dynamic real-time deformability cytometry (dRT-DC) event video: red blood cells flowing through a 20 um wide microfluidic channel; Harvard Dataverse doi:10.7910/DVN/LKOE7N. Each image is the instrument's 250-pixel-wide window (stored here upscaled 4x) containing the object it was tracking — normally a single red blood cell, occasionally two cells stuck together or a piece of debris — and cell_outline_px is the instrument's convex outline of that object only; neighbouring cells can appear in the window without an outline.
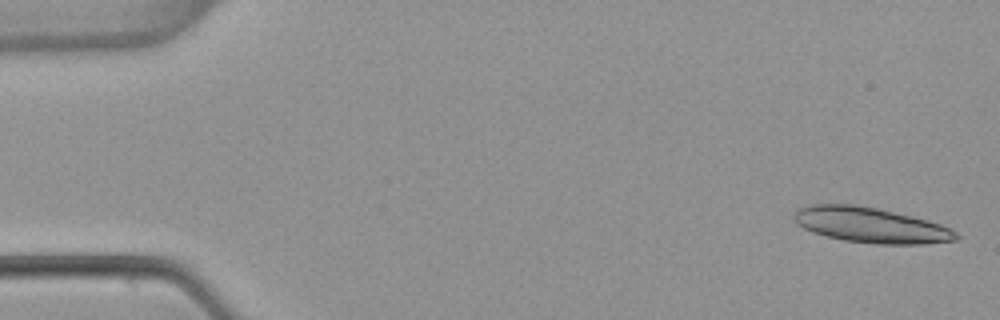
{"species": "common noctule bat (a hibernating species)", "species_latin": "Nyctalus noctula", "temperature_condition": "warm", "stored_images_in_passage": 7, "segment_of_instrument_passage": [1, 3], "camera_frame_rate_fps": 3000, "um_per_image_px": 0.085, "animal": {"sex": "female", "body_mass_g": 22.7, "forearm_length_mm": 54.2}, "frame": {"image": 1, "passage_image": 1, "time_ms": 0.0, "image_size_px": [1000, 320], "cell_outline_px": [[960, 236], [956, 240], [924, 244], [876, 244], [844, 240], [812, 232], [796, 224], [792, 216], [796, 208], [808, 204], [852, 204], [876, 208], [912, 216], [928, 220], [940, 224], [956, 232]], "centroid_in_image_um": [73.96, 19.13], "position_along_channel_um": 11.0, "area_um2": 33.41}}